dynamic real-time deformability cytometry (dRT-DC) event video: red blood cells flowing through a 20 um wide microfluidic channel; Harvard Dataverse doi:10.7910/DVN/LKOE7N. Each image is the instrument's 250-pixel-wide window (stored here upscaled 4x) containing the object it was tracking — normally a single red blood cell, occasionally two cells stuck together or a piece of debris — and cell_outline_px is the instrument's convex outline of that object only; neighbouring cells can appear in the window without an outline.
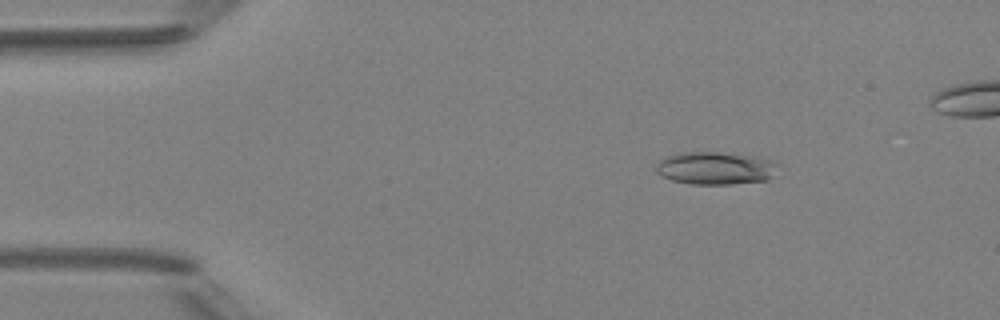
{"species": "Egyptian fruit bat (a non-hibernating species)", "species_latin": "Rousettus aegyptiacus", "temperature_condition": "room temperature", "stored_images_in_passage": 5, "camera_frame_rate_fps": 3000, "um_per_image_px": 0.085, "animal": {"sex": "female"}, "frame": {"image": 1, "passage_image": 2, "time_ms": 1.0, "image_size_px": [1000, 320], "cell_outline_px": [[776, 164], [768, 180], [732, 184], [692, 184], [672, 180], [656, 172], [656, 164], [660, 160], [676, 152], [716, 152], [756, 156], [772, 160]], "centroid_in_image_um": [60.76, 14.28], "position_along_channel_um": 24.2, "area_um2": 23.0}}